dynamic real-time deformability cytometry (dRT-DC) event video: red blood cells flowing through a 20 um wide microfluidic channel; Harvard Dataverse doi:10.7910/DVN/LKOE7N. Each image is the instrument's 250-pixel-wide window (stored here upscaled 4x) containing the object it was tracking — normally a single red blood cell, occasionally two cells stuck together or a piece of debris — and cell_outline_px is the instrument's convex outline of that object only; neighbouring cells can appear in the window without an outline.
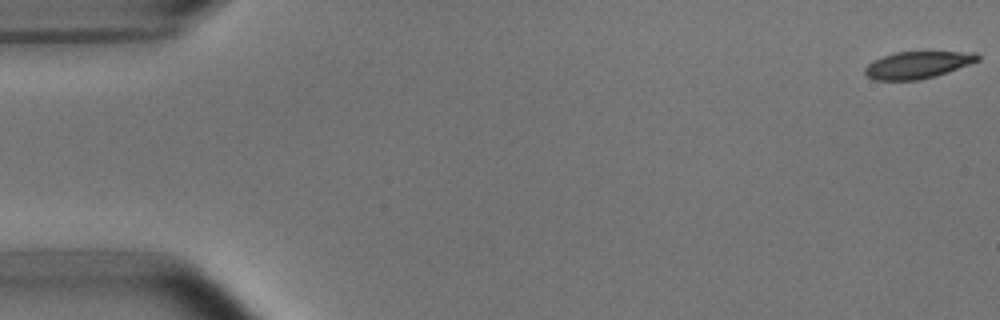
{"species": "common noctule bat (a hibernating species)", "species_latin": "Nyctalus noctula", "temperature_condition": "room temperature", "stored_images_in_passage": 53, "camera_frame_rate_fps": 3000, "um_per_image_px": 0.085, "animal": {"sex": "male", "body_mass_g": 15.6}, "frame": {"image": 1, "passage_image": 1, "time_ms": 0.0, "image_size_px": [1000, 320], "cell_outline_px": [[980, 60], [936, 76], [920, 80], [876, 80], [868, 76], [864, 72], [864, 68], [872, 60], [896, 52], [976, 52], [980, 56]], "centroid_in_image_um": [77.99, 5.52], "position_along_channel_um": 7.0, "area_um2": 17.69}}
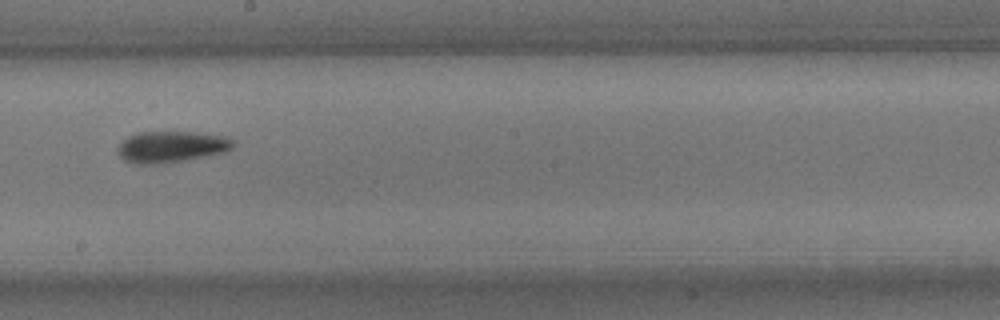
{"frame": {"image": 2, "passage_image": 30, "time_ms": 9.667, "image_size_px": [1000, 320], "cell_outline_px": [[236, 144], [232, 148], [224, 152], [188, 160], [156, 164], [140, 164], [124, 160], [120, 156], [116, 148], [128, 136], [136, 132], [192, 132], [224, 136], [232, 140]], "centroid_in_image_um": [14.55, 12.48], "position_along_channel_um": 233.6, "area_um2": 21.04}}
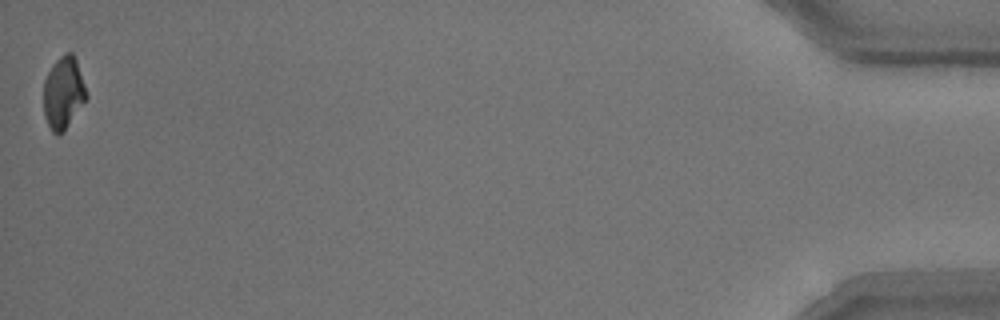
{"frame": {"image": 3, "passage_image": 53, "time_ms": 17.333, "image_size_px": [1000, 320], "cell_outline_px": [[88, 96], [64, 132], [52, 132], [44, 116], [44, 80], [52, 64], [64, 52], [72, 52], [76, 60]], "centroid_in_image_um": [5.38, 7.87], "position_along_channel_um": 429.8, "area_um2": 17.8}, "authors_computed_cell_mechanics": {"area_um2": 19.5364, "velocity_mm_per_s": 3.7692, "shape_relaxation_time_tau1_ms": 3.3928, "shape_relaxation_time_tau2_ms": 3.7058, "deformation_change_tau1": 0.1291, "deformation_change_tau2": 0.1126}}